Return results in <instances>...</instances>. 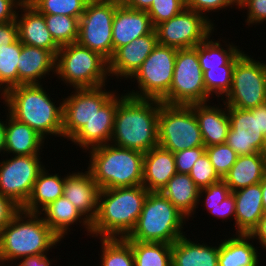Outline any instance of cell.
I'll return each mask as SVG.
<instances>
[{
  "label": "cell",
  "mask_w": 266,
  "mask_h": 266,
  "mask_svg": "<svg viewBox=\"0 0 266 266\" xmlns=\"http://www.w3.org/2000/svg\"><path fill=\"white\" fill-rule=\"evenodd\" d=\"M39 155H13L0 162V194L20 208L26 204L38 174L45 167Z\"/></svg>",
  "instance_id": "obj_14"
},
{
  "label": "cell",
  "mask_w": 266,
  "mask_h": 266,
  "mask_svg": "<svg viewBox=\"0 0 266 266\" xmlns=\"http://www.w3.org/2000/svg\"><path fill=\"white\" fill-rule=\"evenodd\" d=\"M160 101L126 95L117 105L110 143L143 153L159 146Z\"/></svg>",
  "instance_id": "obj_1"
},
{
  "label": "cell",
  "mask_w": 266,
  "mask_h": 266,
  "mask_svg": "<svg viewBox=\"0 0 266 266\" xmlns=\"http://www.w3.org/2000/svg\"><path fill=\"white\" fill-rule=\"evenodd\" d=\"M64 177L50 174L44 167L38 174L26 204L21 208L30 213H40L51 202L63 196Z\"/></svg>",
  "instance_id": "obj_32"
},
{
  "label": "cell",
  "mask_w": 266,
  "mask_h": 266,
  "mask_svg": "<svg viewBox=\"0 0 266 266\" xmlns=\"http://www.w3.org/2000/svg\"><path fill=\"white\" fill-rule=\"evenodd\" d=\"M158 142L160 147L173 153L205 146L190 105H171L160 101Z\"/></svg>",
  "instance_id": "obj_8"
},
{
  "label": "cell",
  "mask_w": 266,
  "mask_h": 266,
  "mask_svg": "<svg viewBox=\"0 0 266 266\" xmlns=\"http://www.w3.org/2000/svg\"><path fill=\"white\" fill-rule=\"evenodd\" d=\"M101 188L91 173L74 172L64 176L63 196L90 222L96 218Z\"/></svg>",
  "instance_id": "obj_19"
},
{
  "label": "cell",
  "mask_w": 266,
  "mask_h": 266,
  "mask_svg": "<svg viewBox=\"0 0 266 266\" xmlns=\"http://www.w3.org/2000/svg\"><path fill=\"white\" fill-rule=\"evenodd\" d=\"M22 3V0H0V23L15 20L17 10Z\"/></svg>",
  "instance_id": "obj_50"
},
{
  "label": "cell",
  "mask_w": 266,
  "mask_h": 266,
  "mask_svg": "<svg viewBox=\"0 0 266 266\" xmlns=\"http://www.w3.org/2000/svg\"><path fill=\"white\" fill-rule=\"evenodd\" d=\"M147 11L133 10L123 5L116 8L112 24V44L114 51L136 38L150 34L154 30Z\"/></svg>",
  "instance_id": "obj_21"
},
{
  "label": "cell",
  "mask_w": 266,
  "mask_h": 266,
  "mask_svg": "<svg viewBox=\"0 0 266 266\" xmlns=\"http://www.w3.org/2000/svg\"><path fill=\"white\" fill-rule=\"evenodd\" d=\"M265 173L266 157L257 152L251 155H239L222 180L234 192L260 183Z\"/></svg>",
  "instance_id": "obj_29"
},
{
  "label": "cell",
  "mask_w": 266,
  "mask_h": 266,
  "mask_svg": "<svg viewBox=\"0 0 266 266\" xmlns=\"http://www.w3.org/2000/svg\"><path fill=\"white\" fill-rule=\"evenodd\" d=\"M56 74L73 89L104 86L109 77L108 60L77 42L71 43L60 47L56 54Z\"/></svg>",
  "instance_id": "obj_7"
},
{
  "label": "cell",
  "mask_w": 266,
  "mask_h": 266,
  "mask_svg": "<svg viewBox=\"0 0 266 266\" xmlns=\"http://www.w3.org/2000/svg\"><path fill=\"white\" fill-rule=\"evenodd\" d=\"M249 234H235L220 243L218 266H259L257 248Z\"/></svg>",
  "instance_id": "obj_31"
},
{
  "label": "cell",
  "mask_w": 266,
  "mask_h": 266,
  "mask_svg": "<svg viewBox=\"0 0 266 266\" xmlns=\"http://www.w3.org/2000/svg\"><path fill=\"white\" fill-rule=\"evenodd\" d=\"M52 260L50 261L47 257V254H41L37 256H29L24 257L19 264H15V266H51ZM10 266H14L11 265Z\"/></svg>",
  "instance_id": "obj_52"
},
{
  "label": "cell",
  "mask_w": 266,
  "mask_h": 266,
  "mask_svg": "<svg viewBox=\"0 0 266 266\" xmlns=\"http://www.w3.org/2000/svg\"><path fill=\"white\" fill-rule=\"evenodd\" d=\"M235 209H236V205H235V197L233 195V193H231L226 199L223 200V202H221L219 205L215 206V207H209V213L214 216L217 217L218 219H229V217H231V219L234 218L235 221Z\"/></svg>",
  "instance_id": "obj_47"
},
{
  "label": "cell",
  "mask_w": 266,
  "mask_h": 266,
  "mask_svg": "<svg viewBox=\"0 0 266 266\" xmlns=\"http://www.w3.org/2000/svg\"><path fill=\"white\" fill-rule=\"evenodd\" d=\"M157 44L158 39L154 29L150 34L136 38L131 43L117 48L108 60L109 76L130 80Z\"/></svg>",
  "instance_id": "obj_18"
},
{
  "label": "cell",
  "mask_w": 266,
  "mask_h": 266,
  "mask_svg": "<svg viewBox=\"0 0 266 266\" xmlns=\"http://www.w3.org/2000/svg\"><path fill=\"white\" fill-rule=\"evenodd\" d=\"M6 117V156L11 153L23 156L40 154L45 139L27 124L15 119L9 112Z\"/></svg>",
  "instance_id": "obj_26"
},
{
  "label": "cell",
  "mask_w": 266,
  "mask_h": 266,
  "mask_svg": "<svg viewBox=\"0 0 266 266\" xmlns=\"http://www.w3.org/2000/svg\"><path fill=\"white\" fill-rule=\"evenodd\" d=\"M186 219L160 191H149L136 226L124 239L173 244L184 235Z\"/></svg>",
  "instance_id": "obj_6"
},
{
  "label": "cell",
  "mask_w": 266,
  "mask_h": 266,
  "mask_svg": "<svg viewBox=\"0 0 266 266\" xmlns=\"http://www.w3.org/2000/svg\"><path fill=\"white\" fill-rule=\"evenodd\" d=\"M100 2H110V3H116L119 5H123L126 0H97Z\"/></svg>",
  "instance_id": "obj_57"
},
{
  "label": "cell",
  "mask_w": 266,
  "mask_h": 266,
  "mask_svg": "<svg viewBox=\"0 0 266 266\" xmlns=\"http://www.w3.org/2000/svg\"><path fill=\"white\" fill-rule=\"evenodd\" d=\"M40 215L20 209L0 231V266L16 263V259L47 254L60 243L61 239Z\"/></svg>",
  "instance_id": "obj_3"
},
{
  "label": "cell",
  "mask_w": 266,
  "mask_h": 266,
  "mask_svg": "<svg viewBox=\"0 0 266 266\" xmlns=\"http://www.w3.org/2000/svg\"><path fill=\"white\" fill-rule=\"evenodd\" d=\"M119 4L89 0L79 19L77 43L109 60L113 55L112 24Z\"/></svg>",
  "instance_id": "obj_12"
},
{
  "label": "cell",
  "mask_w": 266,
  "mask_h": 266,
  "mask_svg": "<svg viewBox=\"0 0 266 266\" xmlns=\"http://www.w3.org/2000/svg\"><path fill=\"white\" fill-rule=\"evenodd\" d=\"M218 246L191 241L186 234L172 244V266H218Z\"/></svg>",
  "instance_id": "obj_27"
},
{
  "label": "cell",
  "mask_w": 266,
  "mask_h": 266,
  "mask_svg": "<svg viewBox=\"0 0 266 266\" xmlns=\"http://www.w3.org/2000/svg\"><path fill=\"white\" fill-rule=\"evenodd\" d=\"M20 209L11 199L0 194V231Z\"/></svg>",
  "instance_id": "obj_48"
},
{
  "label": "cell",
  "mask_w": 266,
  "mask_h": 266,
  "mask_svg": "<svg viewBox=\"0 0 266 266\" xmlns=\"http://www.w3.org/2000/svg\"><path fill=\"white\" fill-rule=\"evenodd\" d=\"M237 7L247 9L245 21L248 26L266 21V0H240Z\"/></svg>",
  "instance_id": "obj_46"
},
{
  "label": "cell",
  "mask_w": 266,
  "mask_h": 266,
  "mask_svg": "<svg viewBox=\"0 0 266 266\" xmlns=\"http://www.w3.org/2000/svg\"><path fill=\"white\" fill-rule=\"evenodd\" d=\"M262 154L266 157V136H265V144H264V148L262 150Z\"/></svg>",
  "instance_id": "obj_58"
},
{
  "label": "cell",
  "mask_w": 266,
  "mask_h": 266,
  "mask_svg": "<svg viewBox=\"0 0 266 266\" xmlns=\"http://www.w3.org/2000/svg\"><path fill=\"white\" fill-rule=\"evenodd\" d=\"M223 103L251 109L266 103V63L243 54L235 63L232 86Z\"/></svg>",
  "instance_id": "obj_11"
},
{
  "label": "cell",
  "mask_w": 266,
  "mask_h": 266,
  "mask_svg": "<svg viewBox=\"0 0 266 266\" xmlns=\"http://www.w3.org/2000/svg\"><path fill=\"white\" fill-rule=\"evenodd\" d=\"M206 154L222 179L232 168L239 156L227 143L206 147Z\"/></svg>",
  "instance_id": "obj_40"
},
{
  "label": "cell",
  "mask_w": 266,
  "mask_h": 266,
  "mask_svg": "<svg viewBox=\"0 0 266 266\" xmlns=\"http://www.w3.org/2000/svg\"><path fill=\"white\" fill-rule=\"evenodd\" d=\"M232 193L236 205V234H250L264 215L261 184H254Z\"/></svg>",
  "instance_id": "obj_24"
},
{
  "label": "cell",
  "mask_w": 266,
  "mask_h": 266,
  "mask_svg": "<svg viewBox=\"0 0 266 266\" xmlns=\"http://www.w3.org/2000/svg\"><path fill=\"white\" fill-rule=\"evenodd\" d=\"M45 223L61 239L70 232L71 225L81 223L91 237V223L74 207V205L64 196L51 202L41 212Z\"/></svg>",
  "instance_id": "obj_28"
},
{
  "label": "cell",
  "mask_w": 266,
  "mask_h": 266,
  "mask_svg": "<svg viewBox=\"0 0 266 266\" xmlns=\"http://www.w3.org/2000/svg\"><path fill=\"white\" fill-rule=\"evenodd\" d=\"M18 39L16 20L0 23V51Z\"/></svg>",
  "instance_id": "obj_49"
},
{
  "label": "cell",
  "mask_w": 266,
  "mask_h": 266,
  "mask_svg": "<svg viewBox=\"0 0 266 266\" xmlns=\"http://www.w3.org/2000/svg\"><path fill=\"white\" fill-rule=\"evenodd\" d=\"M42 85L15 86L0 98L15 119L27 124L44 139L48 135L63 138V103L56 106Z\"/></svg>",
  "instance_id": "obj_4"
},
{
  "label": "cell",
  "mask_w": 266,
  "mask_h": 266,
  "mask_svg": "<svg viewBox=\"0 0 266 266\" xmlns=\"http://www.w3.org/2000/svg\"><path fill=\"white\" fill-rule=\"evenodd\" d=\"M176 48L157 44L140 68L131 77L137 80L138 90L126 93L140 99L161 101L170 91L175 67Z\"/></svg>",
  "instance_id": "obj_10"
},
{
  "label": "cell",
  "mask_w": 266,
  "mask_h": 266,
  "mask_svg": "<svg viewBox=\"0 0 266 266\" xmlns=\"http://www.w3.org/2000/svg\"><path fill=\"white\" fill-rule=\"evenodd\" d=\"M19 9L21 15L17 11L15 19L19 41L24 45L50 50L56 56L60 47L53 40L43 14L29 2H23Z\"/></svg>",
  "instance_id": "obj_20"
},
{
  "label": "cell",
  "mask_w": 266,
  "mask_h": 266,
  "mask_svg": "<svg viewBox=\"0 0 266 266\" xmlns=\"http://www.w3.org/2000/svg\"><path fill=\"white\" fill-rule=\"evenodd\" d=\"M189 176L199 189L206 188L209 185L222 180L210 162L209 156L206 152L195 161L189 172Z\"/></svg>",
  "instance_id": "obj_42"
},
{
  "label": "cell",
  "mask_w": 266,
  "mask_h": 266,
  "mask_svg": "<svg viewBox=\"0 0 266 266\" xmlns=\"http://www.w3.org/2000/svg\"><path fill=\"white\" fill-rule=\"evenodd\" d=\"M205 152L206 147L200 146L173 153L177 173L189 174L195 161Z\"/></svg>",
  "instance_id": "obj_44"
},
{
  "label": "cell",
  "mask_w": 266,
  "mask_h": 266,
  "mask_svg": "<svg viewBox=\"0 0 266 266\" xmlns=\"http://www.w3.org/2000/svg\"><path fill=\"white\" fill-rule=\"evenodd\" d=\"M221 109L206 103L191 104L205 147L226 143L230 120L228 117V106L224 103Z\"/></svg>",
  "instance_id": "obj_22"
},
{
  "label": "cell",
  "mask_w": 266,
  "mask_h": 266,
  "mask_svg": "<svg viewBox=\"0 0 266 266\" xmlns=\"http://www.w3.org/2000/svg\"><path fill=\"white\" fill-rule=\"evenodd\" d=\"M149 191L143 185L102 189L91 236L124 239L132 232Z\"/></svg>",
  "instance_id": "obj_2"
},
{
  "label": "cell",
  "mask_w": 266,
  "mask_h": 266,
  "mask_svg": "<svg viewBox=\"0 0 266 266\" xmlns=\"http://www.w3.org/2000/svg\"><path fill=\"white\" fill-rule=\"evenodd\" d=\"M5 135H6V121L0 119V154L5 155Z\"/></svg>",
  "instance_id": "obj_55"
},
{
  "label": "cell",
  "mask_w": 266,
  "mask_h": 266,
  "mask_svg": "<svg viewBox=\"0 0 266 266\" xmlns=\"http://www.w3.org/2000/svg\"><path fill=\"white\" fill-rule=\"evenodd\" d=\"M56 56L50 51L22 44L17 64L18 86L42 84L41 79L49 72L55 73Z\"/></svg>",
  "instance_id": "obj_23"
},
{
  "label": "cell",
  "mask_w": 266,
  "mask_h": 266,
  "mask_svg": "<svg viewBox=\"0 0 266 266\" xmlns=\"http://www.w3.org/2000/svg\"><path fill=\"white\" fill-rule=\"evenodd\" d=\"M105 87L74 88L67 98H62L64 139L70 140L116 93Z\"/></svg>",
  "instance_id": "obj_15"
},
{
  "label": "cell",
  "mask_w": 266,
  "mask_h": 266,
  "mask_svg": "<svg viewBox=\"0 0 266 266\" xmlns=\"http://www.w3.org/2000/svg\"><path fill=\"white\" fill-rule=\"evenodd\" d=\"M87 170L102 189L142 185L144 153L111 143L88 150Z\"/></svg>",
  "instance_id": "obj_5"
},
{
  "label": "cell",
  "mask_w": 266,
  "mask_h": 266,
  "mask_svg": "<svg viewBox=\"0 0 266 266\" xmlns=\"http://www.w3.org/2000/svg\"><path fill=\"white\" fill-rule=\"evenodd\" d=\"M89 0H29L41 14H59L80 19Z\"/></svg>",
  "instance_id": "obj_39"
},
{
  "label": "cell",
  "mask_w": 266,
  "mask_h": 266,
  "mask_svg": "<svg viewBox=\"0 0 266 266\" xmlns=\"http://www.w3.org/2000/svg\"><path fill=\"white\" fill-rule=\"evenodd\" d=\"M127 242L131 245L135 266H172V244Z\"/></svg>",
  "instance_id": "obj_33"
},
{
  "label": "cell",
  "mask_w": 266,
  "mask_h": 266,
  "mask_svg": "<svg viewBox=\"0 0 266 266\" xmlns=\"http://www.w3.org/2000/svg\"><path fill=\"white\" fill-rule=\"evenodd\" d=\"M257 243L266 250V213L260 218L258 225L249 234Z\"/></svg>",
  "instance_id": "obj_51"
},
{
  "label": "cell",
  "mask_w": 266,
  "mask_h": 266,
  "mask_svg": "<svg viewBox=\"0 0 266 266\" xmlns=\"http://www.w3.org/2000/svg\"><path fill=\"white\" fill-rule=\"evenodd\" d=\"M214 23L203 14L185 8L155 27L158 44L176 49L194 48L214 31Z\"/></svg>",
  "instance_id": "obj_13"
},
{
  "label": "cell",
  "mask_w": 266,
  "mask_h": 266,
  "mask_svg": "<svg viewBox=\"0 0 266 266\" xmlns=\"http://www.w3.org/2000/svg\"><path fill=\"white\" fill-rule=\"evenodd\" d=\"M231 193L232 191L229 189L227 184L223 180H220L216 183L209 185L206 188L200 189L198 203H200L202 197L206 198L204 200V206L209 211V207H215L219 205Z\"/></svg>",
  "instance_id": "obj_43"
},
{
  "label": "cell",
  "mask_w": 266,
  "mask_h": 266,
  "mask_svg": "<svg viewBox=\"0 0 266 266\" xmlns=\"http://www.w3.org/2000/svg\"><path fill=\"white\" fill-rule=\"evenodd\" d=\"M199 191L189 174L176 173L160 192L187 218L195 214L199 205ZM190 216V217H189Z\"/></svg>",
  "instance_id": "obj_30"
},
{
  "label": "cell",
  "mask_w": 266,
  "mask_h": 266,
  "mask_svg": "<svg viewBox=\"0 0 266 266\" xmlns=\"http://www.w3.org/2000/svg\"><path fill=\"white\" fill-rule=\"evenodd\" d=\"M244 53L246 52L241 50L227 65L210 68L203 72L205 88L211 97L215 95L218 99L220 97L224 99V96L228 94L232 86L235 63Z\"/></svg>",
  "instance_id": "obj_35"
},
{
  "label": "cell",
  "mask_w": 266,
  "mask_h": 266,
  "mask_svg": "<svg viewBox=\"0 0 266 266\" xmlns=\"http://www.w3.org/2000/svg\"><path fill=\"white\" fill-rule=\"evenodd\" d=\"M176 173L173 152L156 146L144 153L142 185L148 191H160Z\"/></svg>",
  "instance_id": "obj_25"
},
{
  "label": "cell",
  "mask_w": 266,
  "mask_h": 266,
  "mask_svg": "<svg viewBox=\"0 0 266 266\" xmlns=\"http://www.w3.org/2000/svg\"><path fill=\"white\" fill-rule=\"evenodd\" d=\"M43 16L53 40L59 47L77 42L79 18L59 14H43Z\"/></svg>",
  "instance_id": "obj_36"
},
{
  "label": "cell",
  "mask_w": 266,
  "mask_h": 266,
  "mask_svg": "<svg viewBox=\"0 0 266 266\" xmlns=\"http://www.w3.org/2000/svg\"><path fill=\"white\" fill-rule=\"evenodd\" d=\"M230 128L226 143L238 155L262 153L265 135L260 130L259 106L251 109L228 107Z\"/></svg>",
  "instance_id": "obj_16"
},
{
  "label": "cell",
  "mask_w": 266,
  "mask_h": 266,
  "mask_svg": "<svg viewBox=\"0 0 266 266\" xmlns=\"http://www.w3.org/2000/svg\"><path fill=\"white\" fill-rule=\"evenodd\" d=\"M209 35L202 43L198 44V58L201 69L204 71L210 68H218L227 65L239 52L240 47L234 44H227L226 49L222 47L220 40L214 41ZM213 40V41H212Z\"/></svg>",
  "instance_id": "obj_34"
},
{
  "label": "cell",
  "mask_w": 266,
  "mask_h": 266,
  "mask_svg": "<svg viewBox=\"0 0 266 266\" xmlns=\"http://www.w3.org/2000/svg\"><path fill=\"white\" fill-rule=\"evenodd\" d=\"M261 190H262V202H263V209L264 213H266V173L263 176V179L260 182Z\"/></svg>",
  "instance_id": "obj_56"
},
{
  "label": "cell",
  "mask_w": 266,
  "mask_h": 266,
  "mask_svg": "<svg viewBox=\"0 0 266 266\" xmlns=\"http://www.w3.org/2000/svg\"><path fill=\"white\" fill-rule=\"evenodd\" d=\"M186 8V0H153L147 13L154 28L174 16L181 13Z\"/></svg>",
  "instance_id": "obj_41"
},
{
  "label": "cell",
  "mask_w": 266,
  "mask_h": 266,
  "mask_svg": "<svg viewBox=\"0 0 266 266\" xmlns=\"http://www.w3.org/2000/svg\"><path fill=\"white\" fill-rule=\"evenodd\" d=\"M22 43L17 39L0 51V95L1 97L12 87L18 86L17 64Z\"/></svg>",
  "instance_id": "obj_37"
},
{
  "label": "cell",
  "mask_w": 266,
  "mask_h": 266,
  "mask_svg": "<svg viewBox=\"0 0 266 266\" xmlns=\"http://www.w3.org/2000/svg\"><path fill=\"white\" fill-rule=\"evenodd\" d=\"M260 130L266 136V103L259 105Z\"/></svg>",
  "instance_id": "obj_54"
},
{
  "label": "cell",
  "mask_w": 266,
  "mask_h": 266,
  "mask_svg": "<svg viewBox=\"0 0 266 266\" xmlns=\"http://www.w3.org/2000/svg\"><path fill=\"white\" fill-rule=\"evenodd\" d=\"M234 5L238 6L236 0H186V8L196 11L200 14H203L205 17L209 19L206 13L217 10L227 9V7H232Z\"/></svg>",
  "instance_id": "obj_45"
},
{
  "label": "cell",
  "mask_w": 266,
  "mask_h": 266,
  "mask_svg": "<svg viewBox=\"0 0 266 266\" xmlns=\"http://www.w3.org/2000/svg\"><path fill=\"white\" fill-rule=\"evenodd\" d=\"M101 266H135L131 245L120 238H100Z\"/></svg>",
  "instance_id": "obj_38"
},
{
  "label": "cell",
  "mask_w": 266,
  "mask_h": 266,
  "mask_svg": "<svg viewBox=\"0 0 266 266\" xmlns=\"http://www.w3.org/2000/svg\"><path fill=\"white\" fill-rule=\"evenodd\" d=\"M209 97L211 96L206 91L198 58V45L194 48L178 49L170 91L161 102L191 105L209 103Z\"/></svg>",
  "instance_id": "obj_9"
},
{
  "label": "cell",
  "mask_w": 266,
  "mask_h": 266,
  "mask_svg": "<svg viewBox=\"0 0 266 266\" xmlns=\"http://www.w3.org/2000/svg\"><path fill=\"white\" fill-rule=\"evenodd\" d=\"M115 93L70 140L89 150L110 143L118 103L126 96Z\"/></svg>",
  "instance_id": "obj_17"
},
{
  "label": "cell",
  "mask_w": 266,
  "mask_h": 266,
  "mask_svg": "<svg viewBox=\"0 0 266 266\" xmlns=\"http://www.w3.org/2000/svg\"><path fill=\"white\" fill-rule=\"evenodd\" d=\"M152 2L153 0H126L123 6L133 10L147 11Z\"/></svg>",
  "instance_id": "obj_53"
}]
</instances>
